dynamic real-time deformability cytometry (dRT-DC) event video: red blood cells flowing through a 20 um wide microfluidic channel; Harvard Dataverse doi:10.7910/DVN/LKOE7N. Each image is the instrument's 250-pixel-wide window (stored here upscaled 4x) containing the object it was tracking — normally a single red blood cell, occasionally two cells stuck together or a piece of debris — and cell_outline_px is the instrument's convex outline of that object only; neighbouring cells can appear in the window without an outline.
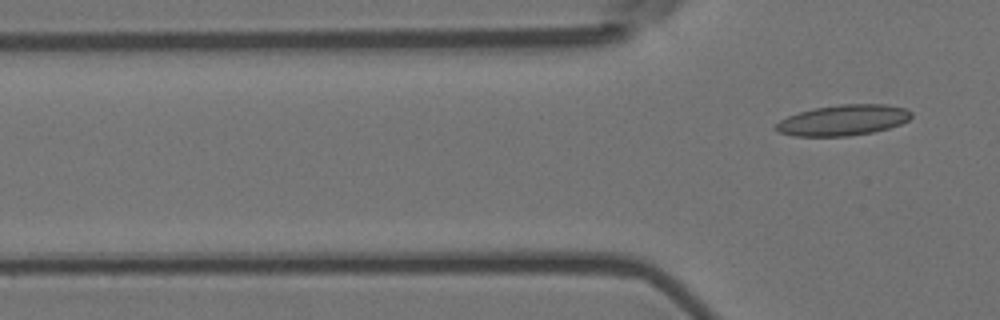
{"species": "Egyptian fruit bat (a non-hibernating species)", "species_latin": "Rousettus aegyptiacus", "temperature_condition": "room temperature", "stored_images_in_passage": 6, "camera_frame_rate_fps": 3000, "um_per_image_px": 0.085, "animal": {"sex": "female"}, "frame": {"image": 1, "passage_image": 6, "time_ms": 1.667, "image_size_px": [1000, 320], "cell_outline_px": [[912, 116], [908, 120], [900, 124], [888, 128], [872, 132], [848, 136], [792, 136], [780, 132], [772, 128], [780, 120], [788, 116], [800, 112], [816, 108], [840, 104], [884, 104], [904, 108], [912, 112]], "centroid_in_image_um": [71.66, 10.22], "position_along_channel_um": 54.1, "area_um2": 24.1}}